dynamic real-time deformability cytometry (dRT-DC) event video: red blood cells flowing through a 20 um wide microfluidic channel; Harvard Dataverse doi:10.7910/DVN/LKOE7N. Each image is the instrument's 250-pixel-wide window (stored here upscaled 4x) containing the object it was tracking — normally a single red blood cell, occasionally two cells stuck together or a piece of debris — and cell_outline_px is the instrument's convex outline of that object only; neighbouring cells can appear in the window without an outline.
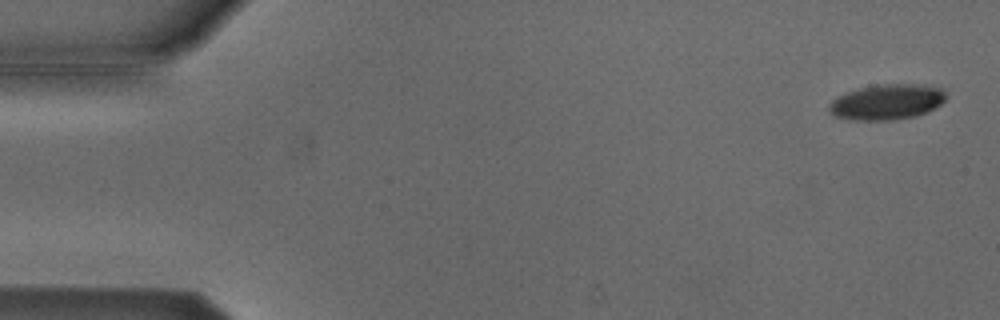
{"species": "Egyptian fruit bat (a non-hibernating species)", "species_latin": "Rousettus aegyptiacus", "temperature_condition": "cold", "stored_images_in_passage": 4, "camera_frame_rate_fps": 3000, "um_per_image_px": 0.085, "animal": {"sex": "male"}, "frame": {"image": 1, "passage_image": 1, "time_ms": 0.0, "image_size_px": [1000, 320], "cell_outline_px": [[948, 96], [940, 104], [928, 112], [912, 116], [892, 120], [848, 120], [832, 116], [828, 112], [828, 104], [832, 100], [848, 92], [860, 88], [888, 84], [908, 84], [940, 88]], "centroid_in_image_um": [75.33, 8.69], "position_along_channel_um": 9.7, "area_um2": 23.87}}